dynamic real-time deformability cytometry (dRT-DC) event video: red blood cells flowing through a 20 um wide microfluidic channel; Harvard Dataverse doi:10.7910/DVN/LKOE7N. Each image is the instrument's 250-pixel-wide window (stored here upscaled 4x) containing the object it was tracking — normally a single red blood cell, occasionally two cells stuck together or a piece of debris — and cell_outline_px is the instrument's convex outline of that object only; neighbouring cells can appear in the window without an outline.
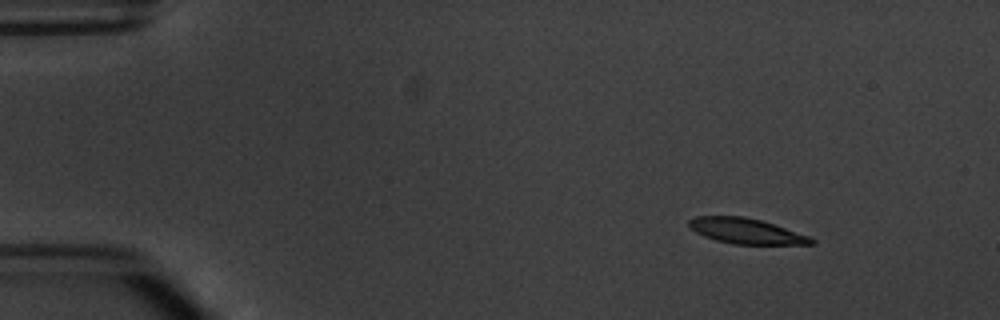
{"species": "common noctule bat (a hibernating species)", "species_latin": "Nyctalus noctula", "temperature_condition": "warm", "stored_images_in_passage": 8, "camera_frame_rate_fps": 3000, "um_per_image_px": 0.085, "animal": {"sex": "male", "body_mass_g": 20.1, "forearm_length_mm": 53.5}, "frame": {"image": 1, "passage_image": 1, "time_ms": 0.0, "image_size_px": [1000, 320], "cell_outline_px": [[816, 244], [732, 244], [716, 240], [704, 236], [688, 228], [688, 220], [696, 216], [744, 216], [760, 220], [808, 236], [816, 240]], "centroid_in_image_um": [63.37, 19.64], "position_along_channel_um": 21.6, "area_um2": 17.98}}
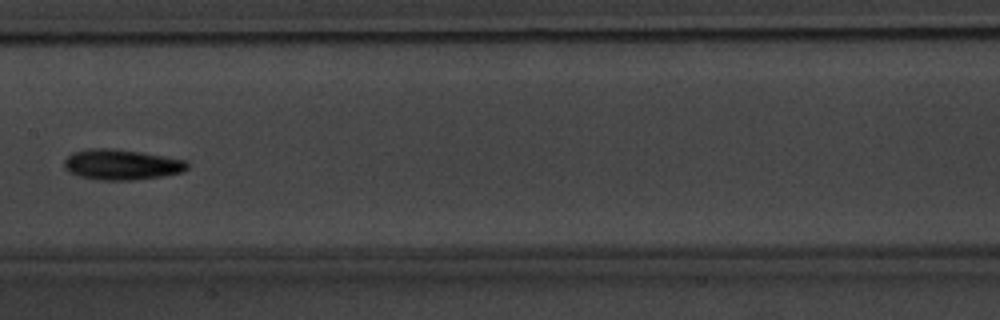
{"frame": {"image": 2, "passage_image": 7, "time_ms": 7.0, "image_size_px": [1000, 320], "cell_outline_px": [[188, 168], [184, 172], [164, 176], [132, 180], [100, 180], [80, 176], [68, 172], [64, 168], [64, 160], [72, 152], [84, 148], [112, 148], [140, 152], [188, 160]], "centroid_in_image_um": [10.33, 13.98], "position_along_channel_um": 197.1, "area_um2": 22.14}}